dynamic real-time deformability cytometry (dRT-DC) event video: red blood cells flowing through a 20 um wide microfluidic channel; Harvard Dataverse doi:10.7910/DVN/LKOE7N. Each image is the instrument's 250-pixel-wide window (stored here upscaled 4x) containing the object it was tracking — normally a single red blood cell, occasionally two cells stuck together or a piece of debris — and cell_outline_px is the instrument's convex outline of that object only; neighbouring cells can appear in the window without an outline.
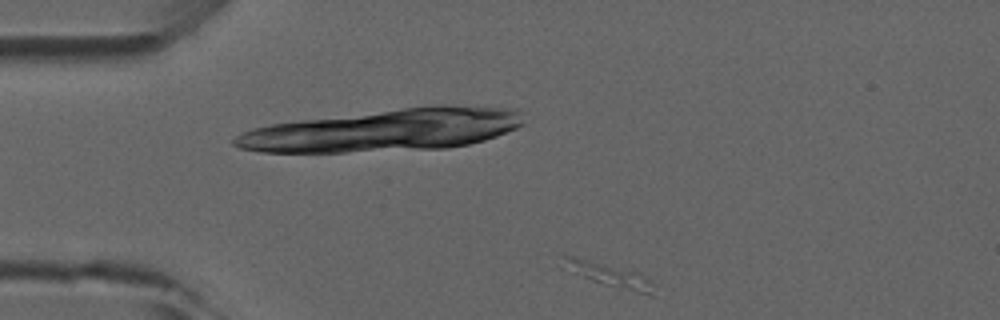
{"species": "common noctule bat (a hibernating species)", "species_latin": "Nyctalus noctula", "temperature_condition": "room temperature", "stored_images_in_passage": 6, "camera_frame_rate_fps": 3000, "um_per_image_px": 0.085, "animal": {"sex": "male", "forearm_length_mm": 52.5}, "frame": {"image": 1, "passage_image": 1, "time_ms": 0.0, "image_size_px": [1000, 320], "cell_outline_px": [[656, 284], [652, 296], [604, 284], [592, 280], [560, 268], [564, 252], [640, 272], [652, 280]], "centroid_in_image_um": [51.71, 23.3], "position_along_channel_um": 33.3, "area_um2": 13.29}}